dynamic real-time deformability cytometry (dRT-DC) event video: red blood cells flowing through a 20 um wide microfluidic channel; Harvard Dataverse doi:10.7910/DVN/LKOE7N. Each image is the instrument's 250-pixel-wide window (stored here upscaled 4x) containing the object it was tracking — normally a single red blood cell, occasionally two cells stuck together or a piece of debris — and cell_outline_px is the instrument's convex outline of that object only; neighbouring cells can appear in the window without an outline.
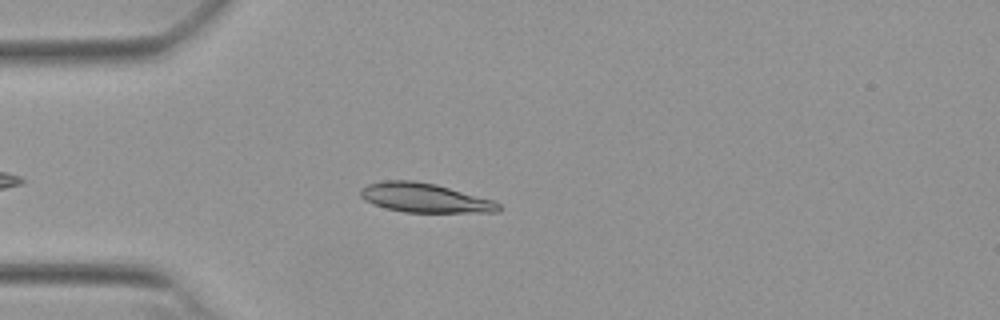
{"species": "Egyptian fruit bat (a non-hibernating species)", "species_latin": "Rousettus aegyptiacus", "temperature_condition": "warm", "stored_images_in_passage": 37, "camera_frame_rate_fps": 3000, "um_per_image_px": 0.085, "animal": {"sex": "female"}, "frame": {"image": 1, "passage_image": 3, "time_ms": 0.667, "image_size_px": [1000, 320], "cell_outline_px": [[500, 212], [404, 212], [372, 204], [364, 200], [360, 196], [360, 188], [368, 184], [384, 180], [412, 180], [436, 184], [492, 200], [500, 204]], "centroid_in_image_um": [36.06, 16.81], "position_along_channel_um": 48.9, "area_um2": 23.41}}
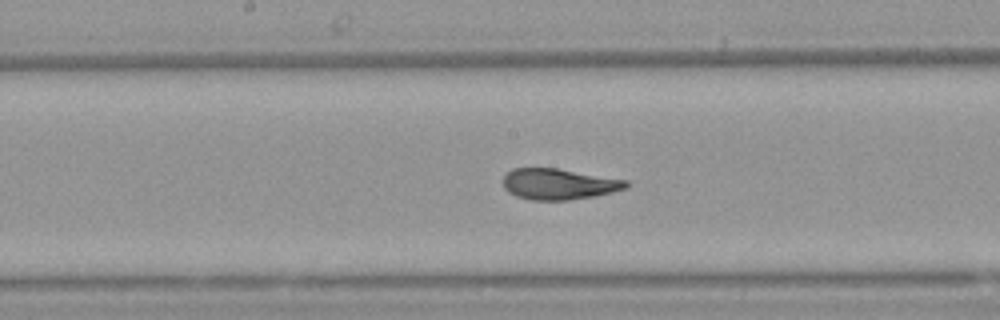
{"frame": {"image": 2, "passage_image": 16, "time_ms": 5.0, "image_size_px": [1000, 320], "cell_outline_px": [[628, 188], [612, 192], [592, 196], [568, 200], [532, 200], [516, 196], [508, 192], [504, 188], [504, 176], [512, 168], [556, 168], [628, 180]], "centroid_in_image_um": [47.49, 15.64], "position_along_channel_um": 200.7, "area_um2": 22.08}}
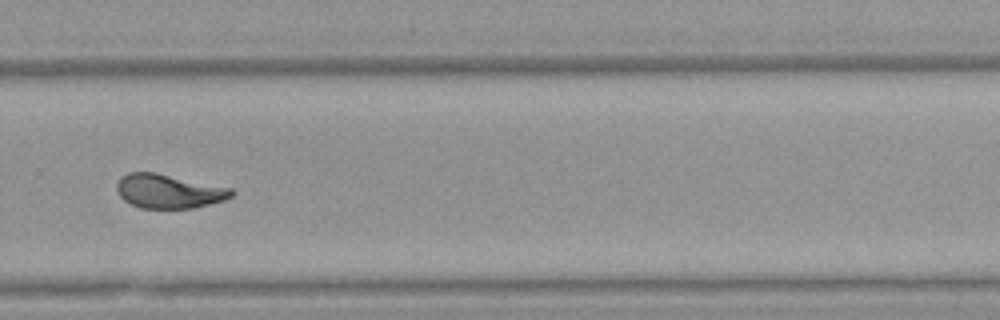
{"frame": {"image": 3, "passage_image": 25, "time_ms": 8.0, "image_size_px": [1000, 320], "cell_outline_px": [[236, 192], [232, 196], [224, 200], [192, 208], [140, 208], [124, 200], [120, 196], [116, 188], [116, 184], [120, 176], [128, 172], [156, 172], [232, 188]], "centroid_in_image_um": [14.33, 16.24], "position_along_channel_um": 315.5, "area_um2": 22.83}, "authors_computed_cell_mechanics": {"area_um2": 22.831, "velocity_mm_per_s": 3.834, "shape_relaxation_time_tau1_ms": 4.3364, "shape_relaxation_time_tau2_ms": 0.9903, "deformation_change_tau1": 0.1674, "deformation_change_tau2": 0.0635}}